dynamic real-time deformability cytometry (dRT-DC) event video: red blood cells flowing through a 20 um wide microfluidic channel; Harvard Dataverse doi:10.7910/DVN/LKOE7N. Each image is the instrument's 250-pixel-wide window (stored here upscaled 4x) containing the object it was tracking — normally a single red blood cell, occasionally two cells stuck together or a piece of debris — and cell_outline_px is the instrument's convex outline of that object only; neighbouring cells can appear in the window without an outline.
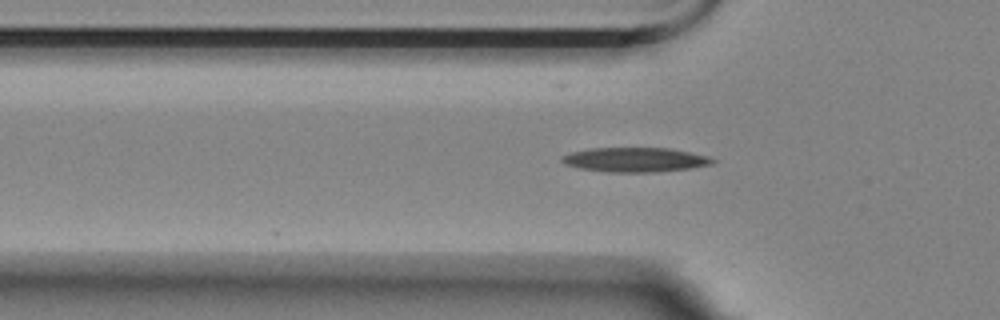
{"species": "Egyptian fruit bat (a non-hibernating species)", "species_latin": "Rousettus aegyptiacus", "temperature_condition": "room temperature", "stored_images_in_passage": 38, "camera_frame_rate_fps": 3000, "um_per_image_px": 0.085, "animal": {"sex": "female"}, "frame": {"image": 1, "passage_image": 4, "time_ms": 1.0, "image_size_px": [1000, 320], "cell_outline_px": [[716, 160], [712, 164], [688, 168], [656, 172], [608, 172], [580, 168], [564, 164], [560, 160], [560, 156], [572, 152], [592, 148], [668, 148], [708, 156]], "centroid_in_image_um": [53.95, 13.58], "position_along_channel_um": 71.9, "area_um2": 21.33}}
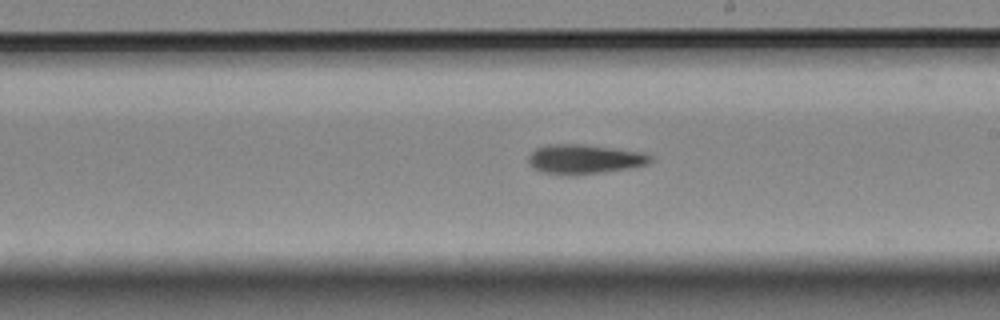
{"frame": {"image": 2, "passage_image": 18, "time_ms": 5.667, "image_size_px": [1000, 320], "cell_outline_px": [[652, 160], [648, 164], [628, 168], [600, 172], [568, 176], [540, 172], [532, 168], [528, 160], [528, 156], [536, 148], [556, 144], [580, 144], [612, 148], [640, 152], [652, 156]], "centroid_in_image_um": [49.63, 13.54], "position_along_channel_um": 239.4, "area_um2": 20.75}}
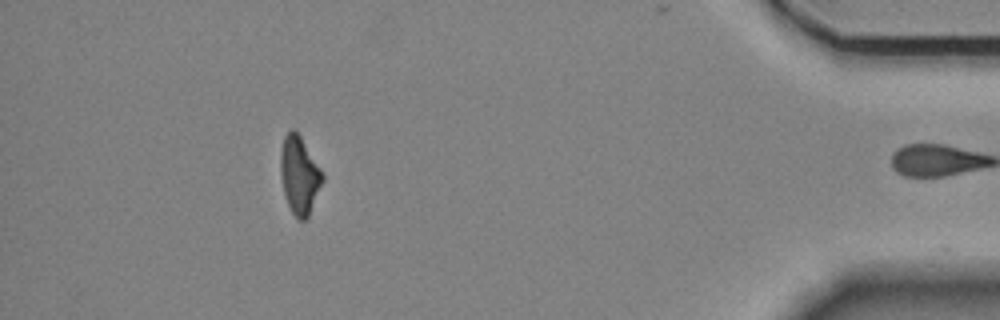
{"frame": {"image": 3, "passage_image": 37, "time_ms": 12.0, "image_size_px": [1000, 320], "cell_outline_px": [[324, 180], [308, 216], [304, 220], [300, 220], [292, 212], [288, 204], [284, 192], [280, 176], [280, 148], [284, 136], [292, 128], [300, 136], [324, 172]], "centroid_in_image_um": [25.45, 14.86], "position_along_channel_um": 409.7, "area_um2": 19.02}, "authors_computed_cell_mechanics": {"area_um2": 20.1722, "velocity_mm_per_s": 3.5643, "shape_relaxation_time_tau1_ms": 6.1887, "shape_relaxation_time_tau2_ms": null, "deformation_change_tau1": 0.1875, "deformation_change_tau2": null}}